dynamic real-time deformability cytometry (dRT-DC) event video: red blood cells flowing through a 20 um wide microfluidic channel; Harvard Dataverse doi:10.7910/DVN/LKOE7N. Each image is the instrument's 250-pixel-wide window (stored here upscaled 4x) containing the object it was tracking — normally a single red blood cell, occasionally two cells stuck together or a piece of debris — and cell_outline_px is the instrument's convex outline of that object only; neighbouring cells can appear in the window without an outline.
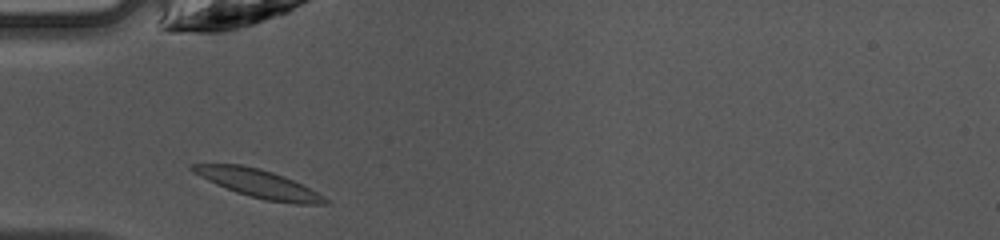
{"species": "common noctule bat (a hibernating species)", "species_latin": "Nyctalus noctula", "temperature_condition": "warm", "stored_images_in_passage": 31, "camera_frame_rate_fps": 3000, "um_per_image_px": 0.085, "animal": {"sex": "female", "body_mass_g": 10.0, "forearm_length_mm": 53.1}, "frame": {"image": 1, "passage_image": 1, "time_ms": 0.0, "image_size_px": [1000, 240], "cell_outline_px": [[332, 204], [296, 204], [264, 200], [236, 192], [208, 180], [192, 172], [188, 168], [188, 164], [240, 164], [260, 168], [284, 176], [332, 200]], "centroid_in_image_um": [21.99, 15.6], "position_along_channel_um": 63.0, "area_um2": 21.68}}
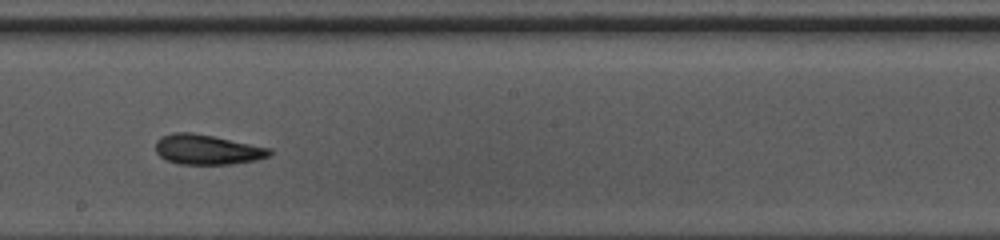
{"frame": {"image": 2, "passage_image": 13, "time_ms": 4.0, "image_size_px": [1000, 240], "cell_outline_px": [[272, 152], [268, 156], [256, 160], [232, 164], [180, 164], [164, 160], [156, 152], [156, 140], [160, 136], [176, 132], [192, 132], [272, 148]], "centroid_in_image_um": [17.59, 12.71], "position_along_channel_um": 230.6, "area_um2": 19.94}}
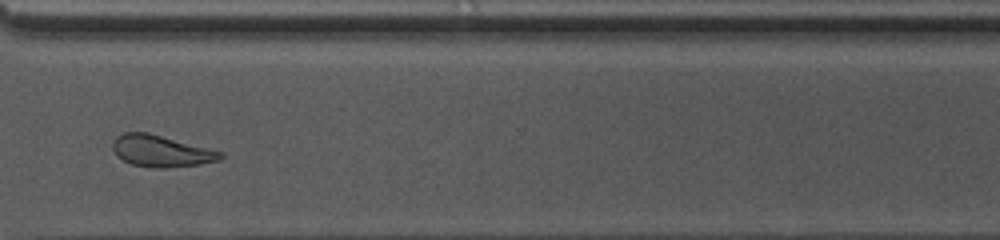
{"frame": {"image": 3, "passage_image": 22, "time_ms": 7.0, "image_size_px": [1000, 240], "cell_outline_px": [[224, 156], [220, 160], [200, 164], [168, 168], [152, 168], [132, 164], [116, 156], [112, 148], [112, 144], [116, 136], [124, 132], [148, 132], [224, 152]], "centroid_in_image_um": [13.7, 12.84], "position_along_channel_um": 356.9, "area_um2": 20.0}, "authors_computed_cell_mechanics": {"area_um2": 19.941, "velocity_mm_per_s": 4.2288, "shape_relaxation_time_tau1_ms": 3.1116, "shape_relaxation_time_tau2_ms": 2.4699, "deformation_change_tau1": 0.1391, "deformation_change_tau2": 0.1106}}